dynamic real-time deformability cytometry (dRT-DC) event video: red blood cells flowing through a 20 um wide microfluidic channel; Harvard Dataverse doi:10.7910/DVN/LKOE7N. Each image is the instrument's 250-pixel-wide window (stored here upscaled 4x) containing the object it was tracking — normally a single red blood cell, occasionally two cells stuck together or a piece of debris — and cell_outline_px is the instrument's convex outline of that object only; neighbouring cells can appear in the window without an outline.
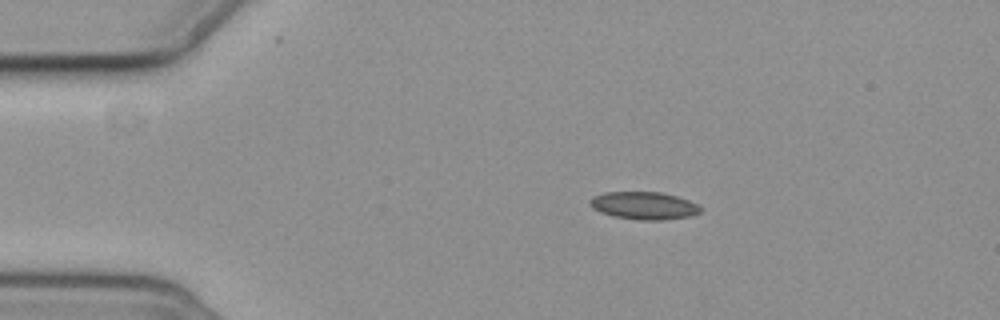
{"species": "common noctule bat (a hibernating species)", "species_latin": "Nyctalus noctula", "temperature_condition": "cold", "stored_images_in_passage": 2, "camera_frame_rate_fps": 3000, "um_per_image_px": 0.085, "animal": {"sex": "female", "body_mass_g": 19.3, "forearm_length_mm": 54.1}, "frame": {"image": 1, "passage_image": 1, "time_ms": 0.0, "image_size_px": [1000, 320], "cell_outline_px": [[700, 212], [688, 216], [664, 220], [640, 220], [612, 216], [600, 212], [592, 208], [588, 204], [588, 200], [592, 196], [604, 192], [660, 192], [676, 196], [688, 200], [696, 204], [700, 208]], "centroid_in_image_um": [54.65, 17.47], "position_along_channel_um": 30.3, "area_um2": 17.8}}